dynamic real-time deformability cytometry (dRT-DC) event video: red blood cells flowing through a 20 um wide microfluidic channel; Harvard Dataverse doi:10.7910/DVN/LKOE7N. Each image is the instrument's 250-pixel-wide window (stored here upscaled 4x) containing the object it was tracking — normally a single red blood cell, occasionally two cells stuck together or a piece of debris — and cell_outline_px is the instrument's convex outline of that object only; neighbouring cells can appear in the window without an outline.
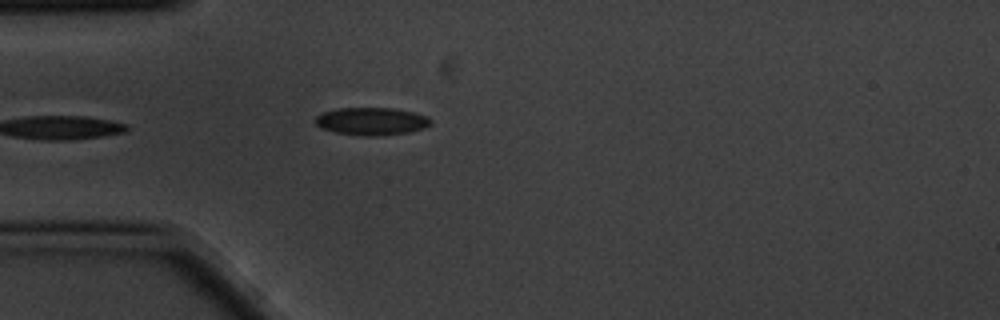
{"species": "common noctule bat (a hibernating species)", "species_latin": "Nyctalus noctula", "temperature_condition": "cold", "stored_images_in_passage": 5, "camera_frame_rate_fps": 3000, "um_per_image_px": 0.085, "animal": {"sex": "male", "body_mass_g": 20.1, "forearm_length_mm": 53.5}, "frame": {"image": 1, "passage_image": 5, "time_ms": 1.333, "image_size_px": [1000, 320], "cell_outline_px": [[432, 124], [424, 128], [408, 132], [376, 136], [364, 136], [336, 132], [320, 128], [312, 120], [316, 116], [324, 112], [340, 108], [392, 108], [412, 112], [428, 116], [432, 120]], "centroid_in_image_um": [31.58, 10.31], "position_along_channel_um": 53.4, "area_um2": 18.61}}